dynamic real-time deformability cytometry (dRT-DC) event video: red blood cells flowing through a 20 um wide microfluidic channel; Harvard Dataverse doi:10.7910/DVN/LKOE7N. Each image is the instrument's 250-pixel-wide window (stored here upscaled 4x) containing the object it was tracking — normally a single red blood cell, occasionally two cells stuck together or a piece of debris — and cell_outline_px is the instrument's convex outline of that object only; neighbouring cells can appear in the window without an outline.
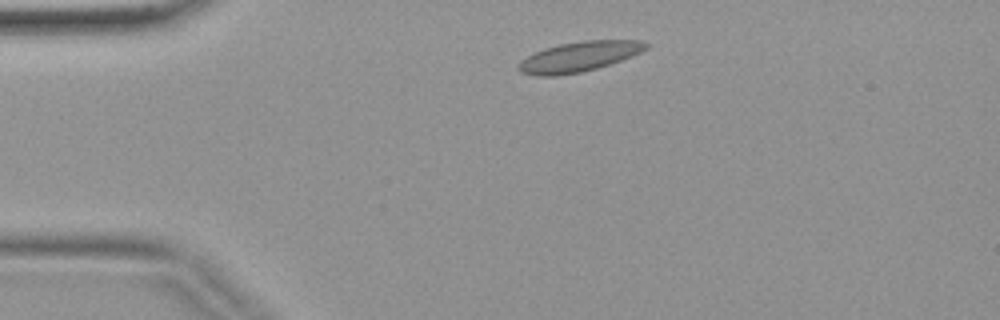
{"species": "common noctule bat (a hibernating species)", "species_latin": "Nyctalus noctula", "temperature_condition": "warm", "stored_images_in_passage": 4, "camera_frame_rate_fps": 3000, "um_per_image_px": 0.085, "animal": {"sex": "female", "body_mass_g": 19.9}, "frame": {"image": 1, "passage_image": 2, "time_ms": 0.333, "image_size_px": [1000, 320], "cell_outline_px": [[652, 44], [648, 48], [632, 56], [596, 68], [580, 72], [556, 76], [536, 76], [520, 72], [516, 68], [516, 64], [520, 60], [544, 48], [560, 44], [580, 40], [640, 40]], "centroid_in_image_um": [49.19, 4.81], "position_along_channel_um": 35.8, "area_um2": 22.43}}
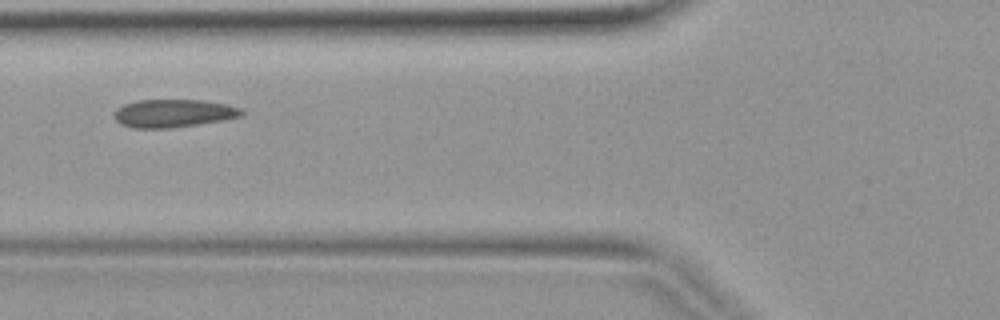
{"frame": {"image": 2, "passage_image": 4, "time_ms": 1.0, "image_size_px": [1000, 320], "cell_outline_px": [[244, 116], [224, 120], [200, 124], [168, 128], [132, 128], [120, 124], [116, 120], [116, 108], [124, 104], [136, 100], [204, 100], [224, 104], [240, 108], [244, 112]], "centroid_in_image_um": [14.76, 9.63], "position_along_channel_um": 111.0, "area_um2": 20.81}}